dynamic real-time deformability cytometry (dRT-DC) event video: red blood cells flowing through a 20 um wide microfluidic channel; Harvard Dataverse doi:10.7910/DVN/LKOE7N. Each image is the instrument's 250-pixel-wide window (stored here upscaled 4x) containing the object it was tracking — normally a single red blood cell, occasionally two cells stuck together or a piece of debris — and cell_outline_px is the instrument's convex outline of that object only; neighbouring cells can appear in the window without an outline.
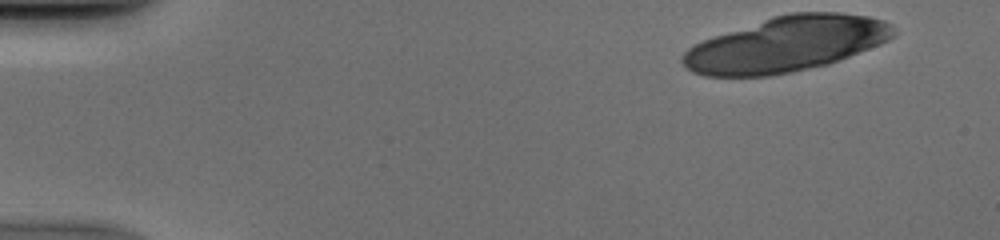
{"species": "human", "species_latin": "Homo sapiens", "temperature_condition": "cold", "stored_images_in_passage": 17, "camera_frame_rate_fps": 3000, "um_per_image_px": 0.085, "donor": {"sex": "male"}, "frame": {"image": 1, "passage_image": 1, "time_ms": 0.0, "image_size_px": [1000, 240], "cell_outline_px": [[896, 36], [880, 44], [828, 64], [768, 76], [704, 76], [692, 72], [680, 60], [680, 56], [688, 48], [704, 40], [772, 16], [792, 12], [840, 12], [868, 16], [884, 20], [892, 24], [896, 32]], "centroid_in_image_um": [66.86, 3.75], "position_along_channel_um": 18.1, "area_um2": 67.51}}